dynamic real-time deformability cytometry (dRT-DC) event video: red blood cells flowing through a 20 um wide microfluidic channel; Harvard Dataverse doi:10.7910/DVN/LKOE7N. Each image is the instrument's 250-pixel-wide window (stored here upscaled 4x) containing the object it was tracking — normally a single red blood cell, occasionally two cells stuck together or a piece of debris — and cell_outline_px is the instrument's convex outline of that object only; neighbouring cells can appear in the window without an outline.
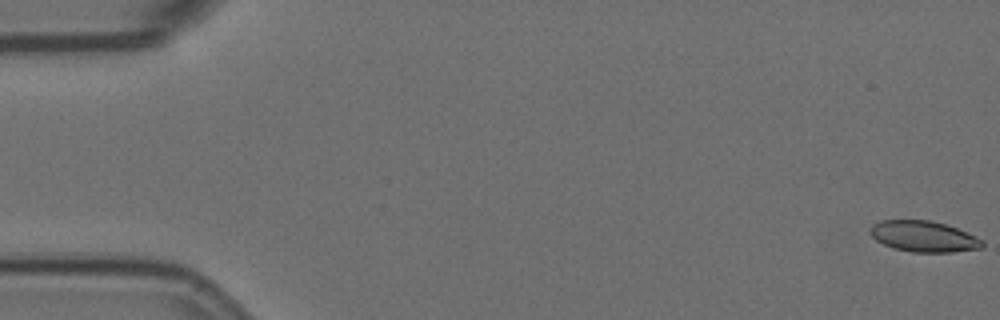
{"species": "Egyptian fruit bat (a non-hibernating species)", "species_latin": "Rousettus aegyptiacus", "temperature_condition": "room temperature", "stored_images_in_passage": 59, "camera_frame_rate_fps": 3000, "um_per_image_px": 0.085, "animal": {"sex": "female"}, "frame": {"image": 1, "passage_image": 1, "time_ms": 0.0, "image_size_px": [1000, 320], "cell_outline_px": [[984, 244], [980, 248], [952, 252], [912, 252], [892, 248], [876, 240], [872, 236], [872, 224], [880, 220], [932, 220], [956, 228], [976, 236], [984, 240]], "centroid_in_image_um": [78.52, 20.1], "position_along_channel_um": 6.5, "area_um2": 20.11}}
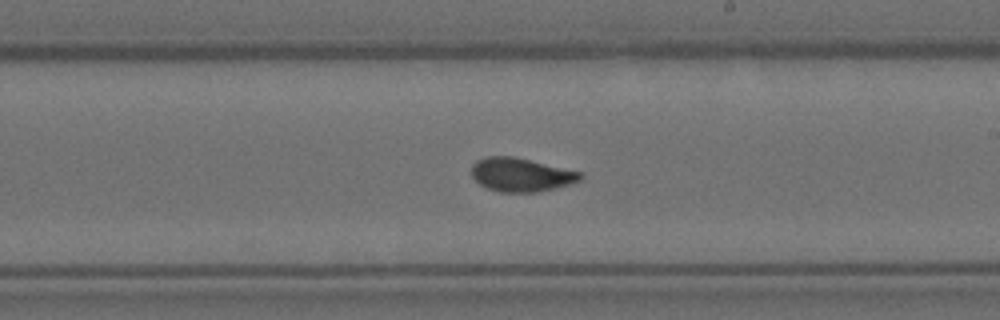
{"frame": {"image": 2, "passage_image": 34, "time_ms": 11.0, "image_size_px": [1000, 320], "cell_outline_px": [[584, 176], [580, 180], [572, 184], [556, 188], [536, 192], [500, 192], [488, 188], [480, 184], [472, 176], [472, 164], [476, 160], [488, 156], [512, 156], [580, 172]], "centroid_in_image_um": [44.28, 14.86], "position_along_channel_um": 244.7, "area_um2": 21.15}}
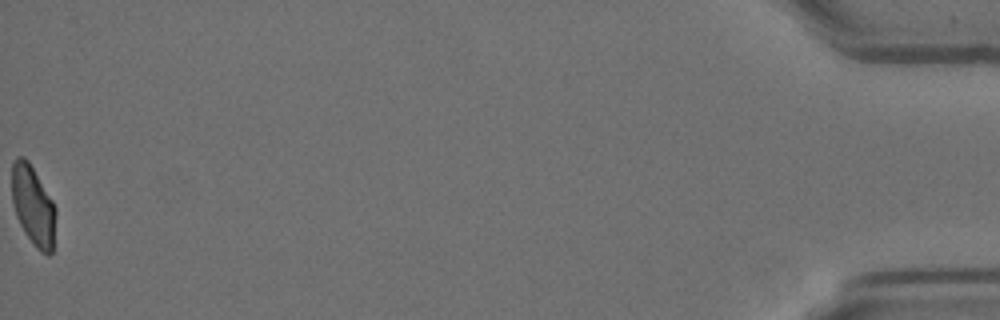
{"frame": {"image": 3, "passage_image": 59, "time_ms": 19.333, "image_size_px": [1000, 320], "cell_outline_px": [[56, 216], [52, 252], [48, 256], [40, 252], [36, 248], [24, 232], [16, 216], [12, 204], [12, 164], [16, 156], [24, 156], [28, 160], [52, 200], [56, 208]], "centroid_in_image_um": [2.81, 17.49], "position_along_channel_um": 432.4, "area_um2": 20.52}, "authors_computed_cell_mechanics": {"area_um2": 21.1548, "velocity_mm_per_s": 3.49, "shape_relaxation_time_tau1_ms": 7.2625, "shape_relaxation_time_tau2_ms": 1.0113, "deformation_change_tau1": 0.1909, "deformation_change_tau2": 0.0332}}